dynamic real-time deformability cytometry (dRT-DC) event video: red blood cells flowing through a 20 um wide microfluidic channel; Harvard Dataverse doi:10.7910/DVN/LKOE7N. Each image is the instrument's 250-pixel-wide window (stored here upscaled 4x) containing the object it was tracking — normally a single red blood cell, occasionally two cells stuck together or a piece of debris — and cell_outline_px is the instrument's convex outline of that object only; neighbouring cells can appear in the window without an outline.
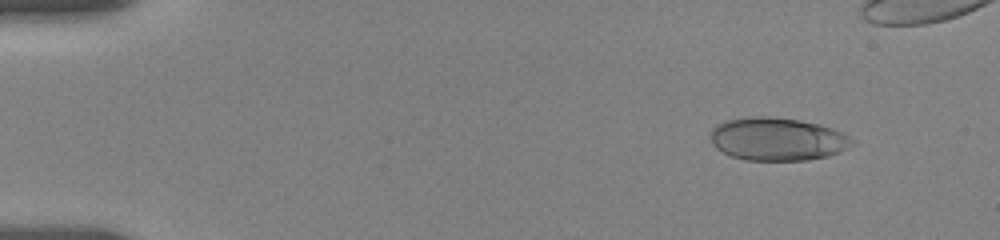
{"species": "human", "species_latin": "Homo sapiens", "temperature_condition": "room temperature", "stored_images_in_passage": 50, "camera_frame_rate_fps": 3000, "um_per_image_px": 0.085, "donor": {"sex": "female"}, "frame": {"image": 1, "passage_image": 2, "time_ms": 0.667, "image_size_px": [1000, 240], "cell_outline_px": [[856, 140], [848, 148], [840, 152], [828, 156], [808, 160], [744, 160], [732, 156], [716, 148], [712, 144], [712, 128], [716, 124], [724, 120], [752, 116], [768, 116], [800, 120], [820, 124], [832, 128]], "centroid_in_image_um": [66.08, 11.82], "position_along_channel_um": 18.9, "area_um2": 35.6}}
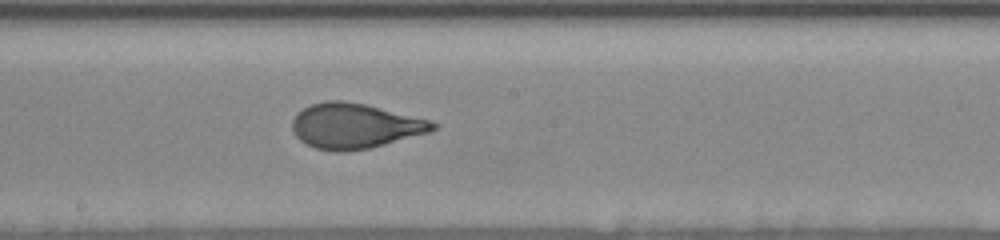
{"frame": {"image": 2, "passage_image": 32, "time_ms": 9.0, "image_size_px": [1000, 240], "cell_outline_px": [[440, 124], [436, 128], [428, 132], [384, 144], [368, 148], [344, 152], [336, 152], [316, 148], [304, 144], [296, 136], [292, 128], [292, 120], [304, 108], [312, 104], [324, 100], [340, 100], [364, 104], [432, 120]], "centroid_in_image_um": [30.16, 10.7], "position_along_channel_um": 218.0, "area_um2": 36.76}}
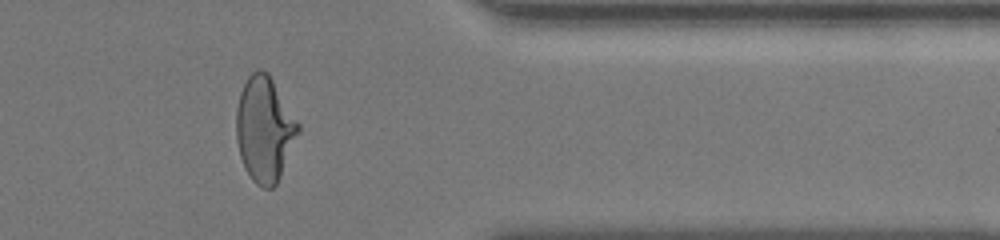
{"frame": {"image": 3, "passage_image": 44, "time_ms": 14.0, "image_size_px": [1000, 240], "cell_outline_px": [[300, 132], [280, 176], [276, 184], [272, 188], [264, 188], [256, 184], [252, 180], [244, 168], [240, 156], [236, 140], [236, 108], [240, 92], [248, 76], [252, 72], [260, 68], [268, 72], [300, 124]], "centroid_in_image_um": [22.48, 10.97], "position_along_channel_um": 388.9, "area_um2": 38.09}}